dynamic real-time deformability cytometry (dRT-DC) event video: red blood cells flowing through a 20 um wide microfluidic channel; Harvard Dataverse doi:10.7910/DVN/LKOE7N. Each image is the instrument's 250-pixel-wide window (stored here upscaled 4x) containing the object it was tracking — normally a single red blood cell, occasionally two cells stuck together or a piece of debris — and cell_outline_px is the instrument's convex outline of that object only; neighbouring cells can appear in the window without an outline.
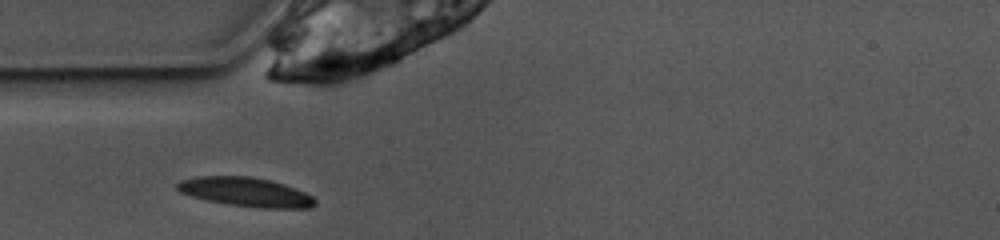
{"species": "common noctule bat (a hibernating species)", "species_latin": "Nyctalus noctula", "temperature_condition": "warm", "stored_images_in_passage": 25, "camera_frame_rate_fps": 3000, "um_per_image_px": 0.085, "animal": {"sex": "female", "body_mass_g": 10.0, "forearm_length_mm": 53.1}, "frame": {"image": 1, "passage_image": 1, "time_ms": 0.0, "image_size_px": [1000, 240], "cell_outline_px": [[316, 204], [308, 208], [264, 208], [232, 204], [208, 200], [192, 196], [180, 192], [176, 188], [176, 184], [180, 180], [196, 176], [252, 176], [284, 184], [304, 192], [312, 196], [316, 200]], "centroid_in_image_um": [20.88, 16.31], "position_along_channel_um": 64.1, "area_um2": 23.12}}
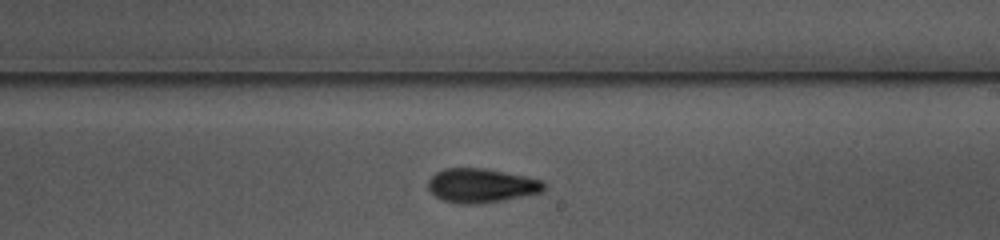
{"frame": {"image": 2, "passage_image": 15, "time_ms": 4.667, "image_size_px": [1000, 240], "cell_outline_px": [[544, 188], [540, 192], [480, 204], [460, 204], [440, 200], [428, 188], [428, 180], [436, 172], [444, 168], [484, 168], [544, 180]], "centroid_in_image_um": [40.86, 15.77], "position_along_channel_um": 248.1, "area_um2": 22.83}}
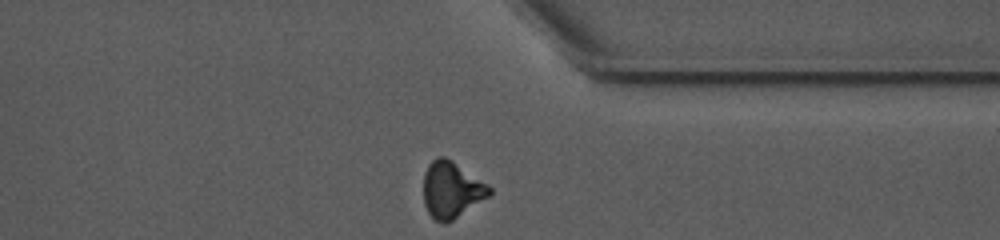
{"frame": {"image": 3, "passage_image": 25, "time_ms": 8.0, "image_size_px": [1000, 240], "cell_outline_px": [[492, 192], [488, 196], [452, 220], [444, 224], [436, 220], [428, 212], [424, 204], [424, 172], [428, 164], [436, 156], [444, 156], [452, 160], [488, 184], [492, 188]], "centroid_in_image_um": [38.36, 16.1], "position_along_channel_um": 373.0, "area_um2": 21.5}, "authors_computed_cell_mechanics": {"area_um2": 22.542, "velocity_mm_per_s": 3.9087, "shape_relaxation_time_tau1_ms": 4.1917, "shape_relaxation_time_tau2_ms": 3.132, "deformation_change_tau1": 0.1507, "deformation_change_tau2": 0.0913}}